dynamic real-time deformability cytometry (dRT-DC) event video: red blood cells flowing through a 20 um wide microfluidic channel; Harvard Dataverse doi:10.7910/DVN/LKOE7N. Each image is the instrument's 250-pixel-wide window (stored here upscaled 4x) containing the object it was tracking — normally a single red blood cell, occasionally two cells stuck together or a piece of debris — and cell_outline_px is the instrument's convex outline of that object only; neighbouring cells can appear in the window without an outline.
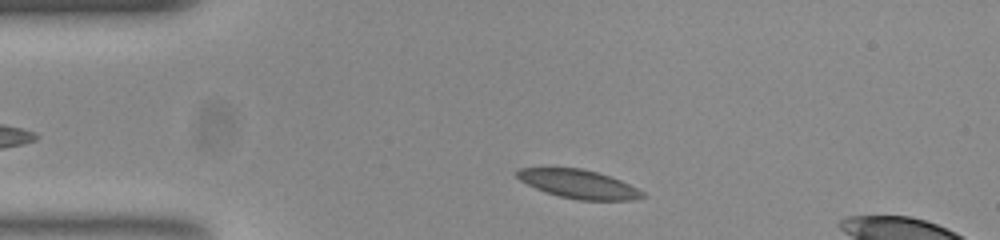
{"species": "common noctule bat (a hibernating species)", "species_latin": "Nyctalus noctula", "temperature_condition": "room temperature", "stored_images_in_passage": 33, "camera_frame_rate_fps": 3000, "um_per_image_px": 0.085, "animal": {"sex": "female", "body_mass_g": 23.0, "forearm_length_mm": 53.4}, "frame": {"image": 1, "passage_image": 3, "time_ms": 0.667, "image_size_px": [1000, 240], "cell_outline_px": [[648, 196], [636, 200], [576, 200], [560, 196], [536, 188], [520, 180], [516, 176], [516, 172], [520, 168], [580, 168], [596, 172], [620, 180], [644, 192]], "centroid_in_image_um": [49.22, 15.66], "position_along_channel_um": 35.8, "area_um2": 20.69}}
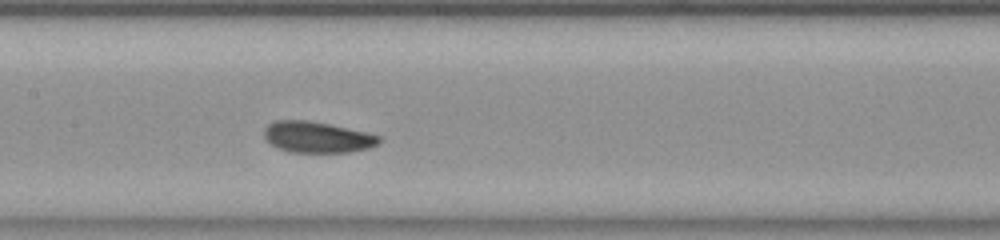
{"frame": {"image": 2, "passage_image": 17, "time_ms": 5.333, "image_size_px": [1000, 240], "cell_outline_px": [[384, 140], [380, 144], [368, 148], [348, 152], [288, 152], [272, 144], [264, 136], [264, 128], [268, 124], [276, 120], [308, 120], [328, 124], [364, 132], [380, 136]], "centroid_in_image_um": [26.98, 11.66], "position_along_channel_um": 180.4, "area_um2": 20.69}}
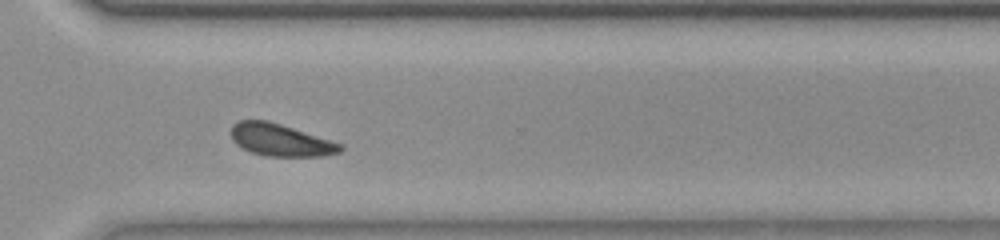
{"frame": {"image": 3, "passage_image": 30, "time_ms": 9.667, "image_size_px": [1000, 240], "cell_outline_px": [[344, 148], [340, 152], [320, 156], [264, 156], [252, 152], [236, 144], [232, 140], [232, 124], [240, 120], [268, 120], [344, 144]], "centroid_in_image_um": [23.86, 11.9], "position_along_channel_um": 346.7, "area_um2": 20.46}, "authors_computed_cell_mechanics": {"area_um2": 20.808, "velocity_mm_per_s": 3.8359, "shape_relaxation_time_tau1_ms": 3.371, "shape_relaxation_time_tau2_ms": 1.9061, "deformation_change_tau1": 0.0791, "deformation_change_tau2": 0.0723}}